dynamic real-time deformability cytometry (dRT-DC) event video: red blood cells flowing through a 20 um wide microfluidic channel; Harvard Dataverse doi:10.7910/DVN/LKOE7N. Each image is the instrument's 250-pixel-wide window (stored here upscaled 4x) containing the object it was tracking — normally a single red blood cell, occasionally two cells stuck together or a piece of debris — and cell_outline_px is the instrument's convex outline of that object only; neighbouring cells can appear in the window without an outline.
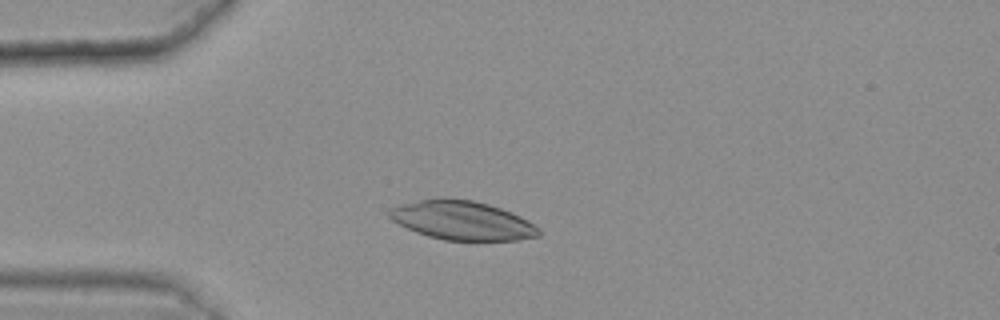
{"species": "common noctule bat (a hibernating species)", "species_latin": "Nyctalus noctula", "temperature_condition": "warm", "stored_images_in_passage": 42, "camera_frame_rate_fps": 3000, "um_per_image_px": 0.085, "animal": {"sex": "female", "body_mass_g": 25.1}, "frame": {"image": 1, "passage_image": 11, "time_ms": 3.333, "image_size_px": [1000, 320], "cell_outline_px": [[540, 236], [516, 240], [444, 240], [428, 236], [416, 232], [392, 220], [388, 216], [388, 208], [400, 204], [440, 196], [472, 200], [488, 204], [500, 208], [520, 216], [528, 220], [540, 232]], "centroid_in_image_um": [39.23, 18.72], "position_along_channel_um": 45.8, "area_um2": 33.93}}
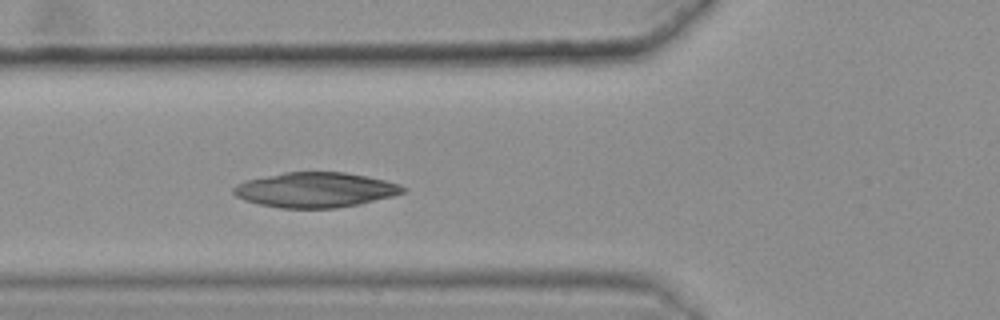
{"frame": {"image": 2, "passage_image": 17, "time_ms": 5.333, "image_size_px": [1000, 320], "cell_outline_px": [[408, 188], [404, 192], [392, 196], [360, 204], [336, 208], [280, 208], [260, 204], [244, 200], [236, 196], [232, 192], [232, 188], [236, 184], [248, 180], [284, 172], [344, 172], [368, 176], [400, 184]], "centroid_in_image_um": [26.82, 16.14], "position_along_channel_um": 99.0, "area_um2": 34.56}}
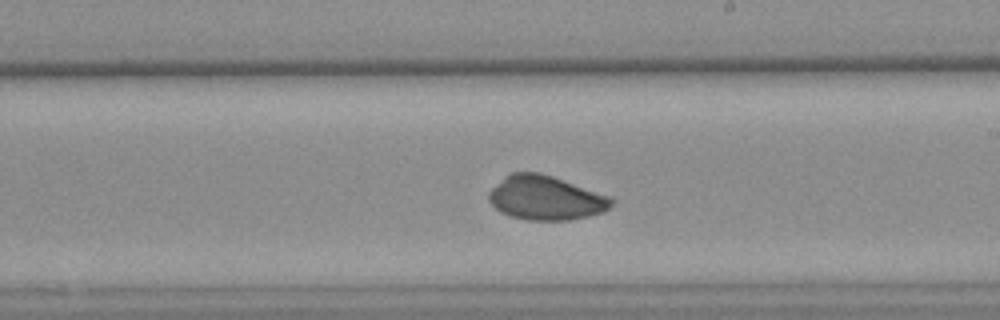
{"frame": {"image": 3, "passage_image": 29, "time_ms": 9.333, "image_size_px": [1000, 320], "cell_outline_px": [[616, 200], [604, 212], [588, 216], [568, 220], [528, 220], [512, 216], [500, 212], [488, 200], [488, 192], [504, 176], [512, 172], [540, 172], [612, 196]], "centroid_in_image_um": [46.4, 16.81], "position_along_channel_um": 242.6, "area_um2": 31.73}}